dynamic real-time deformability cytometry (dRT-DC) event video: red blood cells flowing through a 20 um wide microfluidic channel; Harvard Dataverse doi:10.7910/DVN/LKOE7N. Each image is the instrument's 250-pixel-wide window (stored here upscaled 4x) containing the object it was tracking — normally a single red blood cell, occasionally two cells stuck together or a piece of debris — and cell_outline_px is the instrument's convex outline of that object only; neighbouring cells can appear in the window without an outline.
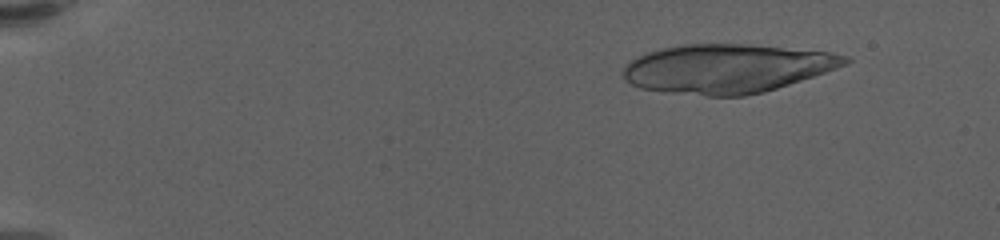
{"species": "human", "species_latin": "Homo sapiens", "temperature_condition": "warm", "stored_images_in_passage": 19, "camera_frame_rate_fps": 3000, "um_per_image_px": 0.085, "donor": {"sex": "female"}, "frame": {"image": 1, "passage_image": 4, "time_ms": 1.0, "image_size_px": [1000, 240], "cell_outline_px": [[852, 60], [848, 64], [764, 92], [744, 96], [708, 96], [664, 92], [640, 88], [624, 80], [624, 68], [632, 60], [648, 52], [660, 48], [684, 44], [752, 44], [828, 52], [848, 56]], "centroid_in_image_um": [61.78, 5.82], "position_along_channel_um": 23.2, "area_um2": 62.94}}